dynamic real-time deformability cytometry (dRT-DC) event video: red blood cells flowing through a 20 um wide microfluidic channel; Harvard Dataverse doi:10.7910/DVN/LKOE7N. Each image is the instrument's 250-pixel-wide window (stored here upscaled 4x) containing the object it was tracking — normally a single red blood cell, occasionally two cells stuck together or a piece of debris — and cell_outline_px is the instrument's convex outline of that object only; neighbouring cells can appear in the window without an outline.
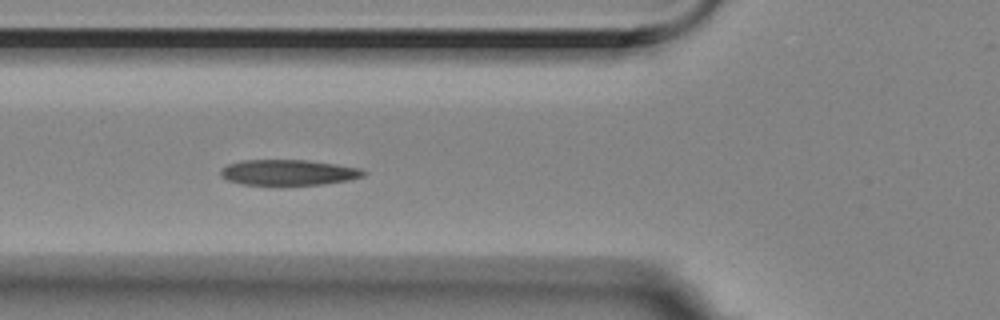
{"species": "Egyptian fruit bat (a non-hibernating species)", "species_latin": "Rousettus aegyptiacus", "temperature_condition": "room temperature", "stored_images_in_passage": 6, "camera_frame_rate_fps": 3000, "um_per_image_px": 0.085, "animal": {"sex": "female"}, "frame": {"image": 1, "passage_image": 5, "time_ms": 1.333, "image_size_px": [1000, 320], "cell_outline_px": [[368, 172], [364, 176], [348, 180], [324, 184], [240, 184], [228, 180], [220, 176], [220, 168], [228, 164], [240, 160], [304, 160], [336, 164], [360, 168]], "centroid_in_image_um": [24.5, 14.65], "position_along_channel_um": 101.3, "area_um2": 21.21}}
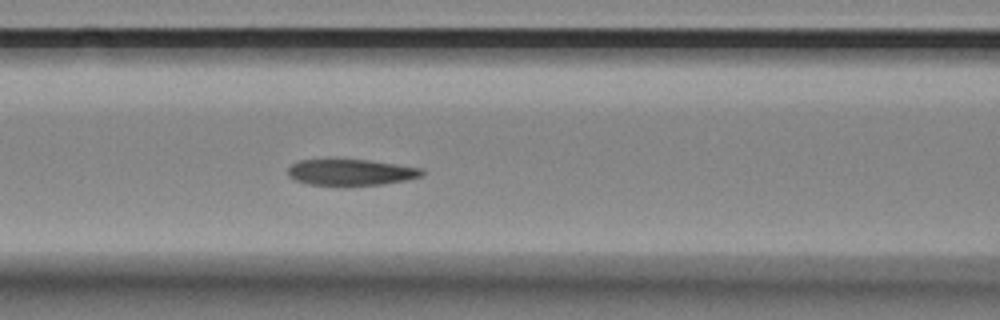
{"frame": {"image": 2, "passage_image": 6, "time_ms": 1.667, "image_size_px": [1000, 320], "cell_outline_px": [[424, 176], [408, 180], [380, 184], [348, 188], [344, 188], [308, 184], [296, 180], [288, 176], [288, 168], [292, 164], [300, 160], [368, 160], [424, 168]], "centroid_in_image_um": [29.85, 14.69], "position_along_channel_um": 136.7, "area_um2": 21.15}}